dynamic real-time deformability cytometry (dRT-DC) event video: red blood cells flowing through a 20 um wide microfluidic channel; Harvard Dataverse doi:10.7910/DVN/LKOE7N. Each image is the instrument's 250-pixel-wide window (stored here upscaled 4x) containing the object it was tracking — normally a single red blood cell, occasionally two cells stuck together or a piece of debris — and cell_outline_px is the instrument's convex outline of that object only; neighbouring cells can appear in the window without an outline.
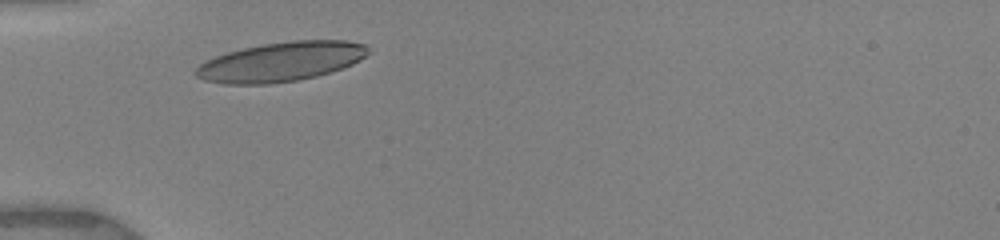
{"species": "human", "species_latin": "Homo sapiens", "temperature_condition": "warm", "stored_images_in_passage": 20, "camera_frame_rate_fps": 3000, "um_per_image_px": 0.085, "donor": {"sex": "female"}, "frame": {"image": 1, "passage_image": 1, "time_ms": 0.0, "image_size_px": [1000, 240], "cell_outline_px": [[368, 52], [360, 60], [352, 64], [316, 76], [296, 80], [268, 84], [224, 84], [204, 80], [196, 76], [192, 72], [200, 64], [216, 56], [228, 52], [244, 48], [264, 44], [292, 40], [348, 40], [364, 44], [368, 48]], "centroid_in_image_um": [23.86, 5.25], "position_along_channel_um": 61.1, "area_um2": 39.25}}
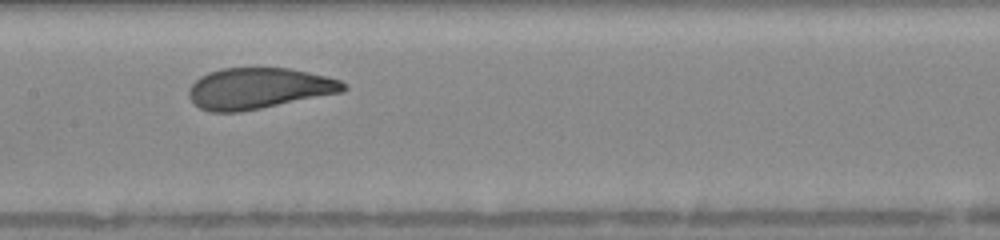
{"frame": {"image": 2, "passage_image": 19, "time_ms": 3.333, "image_size_px": [1000, 240], "cell_outline_px": [[348, 88], [344, 92], [240, 112], [212, 112], [200, 108], [188, 96], [188, 88], [200, 76], [208, 72], [224, 68], [292, 68], [328, 76], [340, 80], [348, 84]], "centroid_in_image_um": [22.03, 7.5], "position_along_channel_um": 185.4, "area_um2": 37.17}}